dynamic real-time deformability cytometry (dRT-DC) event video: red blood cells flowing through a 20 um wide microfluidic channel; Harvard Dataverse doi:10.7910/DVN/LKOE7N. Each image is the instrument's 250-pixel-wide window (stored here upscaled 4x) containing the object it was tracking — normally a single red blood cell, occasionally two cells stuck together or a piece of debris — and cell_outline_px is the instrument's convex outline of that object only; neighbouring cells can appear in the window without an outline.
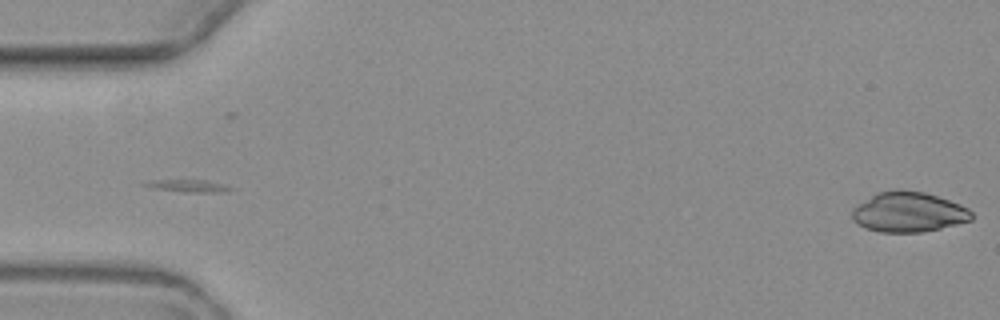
{"species": "common noctule bat (a hibernating species)", "species_latin": "Nyctalus noctula", "temperature_condition": "warm", "stored_images_in_passage": 2, "camera_frame_rate_fps": 3000, "um_per_image_px": 0.085, "animal": {"sex": "female", "body_mass_g": 19.3, "forearm_length_mm": 54.1}, "frame": {"image": 1, "passage_image": 2, "time_ms": 1.0, "image_size_px": [1000, 320], "cell_outline_px": [[972, 220], [940, 228], [920, 232], [880, 232], [868, 228], [852, 220], [852, 208], [876, 192], [892, 188], [900, 188], [924, 192], [960, 204], [968, 208], [972, 212]], "centroid_in_image_um": [77.21, 18.0], "position_along_channel_um": 7.8, "area_um2": 27.98}}